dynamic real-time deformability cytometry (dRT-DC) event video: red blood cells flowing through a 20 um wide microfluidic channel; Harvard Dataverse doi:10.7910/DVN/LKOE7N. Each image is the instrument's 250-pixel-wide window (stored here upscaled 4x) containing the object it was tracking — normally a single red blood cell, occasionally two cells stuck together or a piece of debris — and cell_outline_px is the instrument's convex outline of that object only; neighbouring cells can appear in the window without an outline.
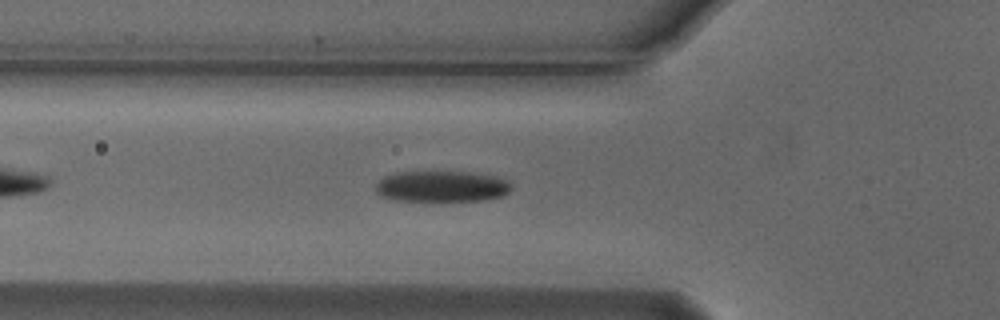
{"species": "Egyptian fruit bat (a non-hibernating species)", "species_latin": "Rousettus aegyptiacus", "temperature_condition": "cold", "stored_images_in_passage": 27, "camera_frame_rate_fps": 3000, "um_per_image_px": 0.085, "animal": {"sex": "male"}, "frame": {"image": 1, "passage_image": 7, "time_ms": 2.0, "image_size_px": [1000, 320], "cell_outline_px": [[512, 188], [504, 196], [484, 200], [392, 200], [380, 196], [376, 192], [376, 184], [384, 176], [396, 172], [472, 172], [496, 176], [508, 180], [512, 184]], "centroid_in_image_um": [37.57, 15.83], "position_along_channel_um": 88.2, "area_um2": 24.62}}
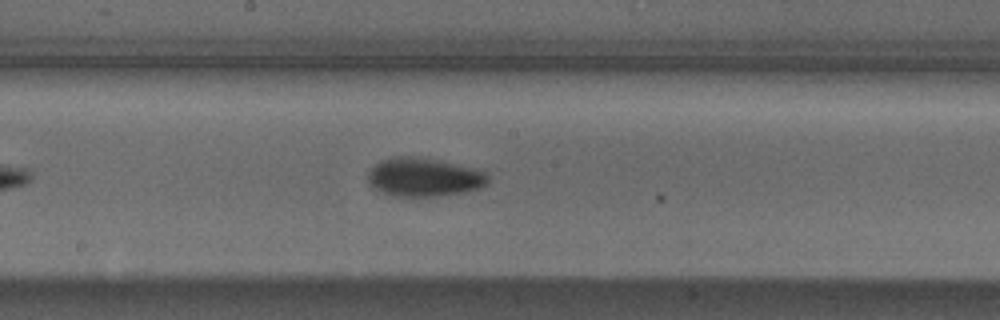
{"frame": {"image": 2, "passage_image": 17, "time_ms": 5.333, "image_size_px": [1000, 320], "cell_outline_px": [[488, 184], [480, 188], [468, 192], [436, 196], [392, 196], [380, 192], [372, 188], [368, 184], [368, 172], [376, 164], [384, 160], [396, 156], [412, 156], [484, 168], [488, 172]], "centroid_in_image_um": [36.11, 15.07], "position_along_channel_um": 212.1, "area_um2": 27.57}}
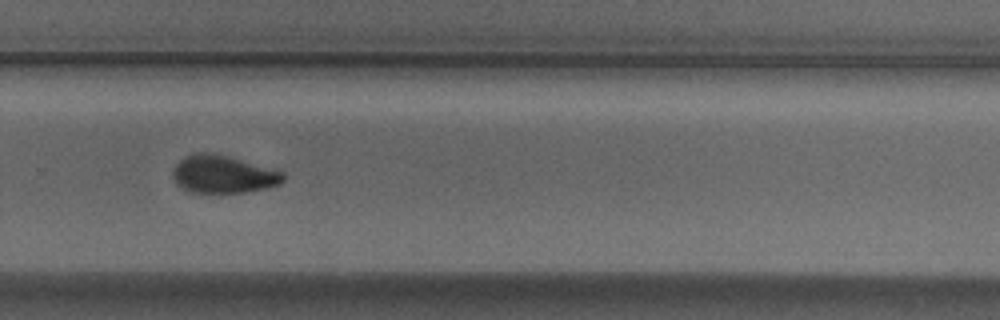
{"frame": {"image": 3, "passage_image": 25, "time_ms": 8.0, "image_size_px": [1000, 320], "cell_outline_px": [[284, 180], [280, 184], [264, 188], [244, 192], [192, 192], [176, 184], [172, 176], [172, 172], [176, 164], [184, 156], [192, 152], [204, 152], [228, 156], [284, 172]], "centroid_in_image_um": [18.93, 14.8], "position_along_channel_um": 310.9, "area_um2": 24.04}}